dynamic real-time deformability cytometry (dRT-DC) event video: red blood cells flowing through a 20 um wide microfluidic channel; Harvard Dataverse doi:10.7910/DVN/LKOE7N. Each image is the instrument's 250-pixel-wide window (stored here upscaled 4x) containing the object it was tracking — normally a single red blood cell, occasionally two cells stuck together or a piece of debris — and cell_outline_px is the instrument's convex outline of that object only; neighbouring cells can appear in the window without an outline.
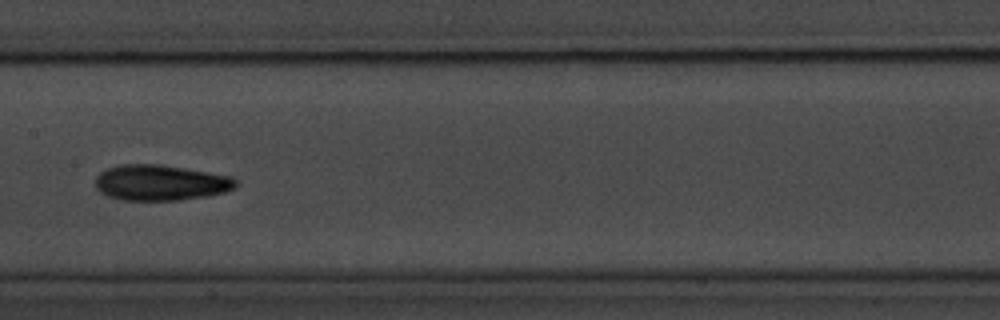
{"species": "common noctule bat (a hibernating species)", "species_latin": "Nyctalus noctula", "temperature_condition": "room temperature", "stored_images_in_passage": 11, "camera_frame_rate_fps": 3000, "um_per_image_px": 0.085, "animal": {"sex": "male", "body_mass_g": 20.1, "forearm_length_mm": 53.5}, "frame": {"image": 1, "passage_image": 7, "time_ms": 7.0, "image_size_px": [1000, 320], "cell_outline_px": [[236, 188], [224, 192], [208, 196], [180, 200], [124, 200], [108, 196], [100, 192], [96, 188], [96, 176], [100, 172], [108, 168], [120, 164], [160, 164], [232, 176], [236, 180]], "centroid_in_image_um": [13.65, 15.52], "position_along_channel_um": 193.8, "area_um2": 29.25}}